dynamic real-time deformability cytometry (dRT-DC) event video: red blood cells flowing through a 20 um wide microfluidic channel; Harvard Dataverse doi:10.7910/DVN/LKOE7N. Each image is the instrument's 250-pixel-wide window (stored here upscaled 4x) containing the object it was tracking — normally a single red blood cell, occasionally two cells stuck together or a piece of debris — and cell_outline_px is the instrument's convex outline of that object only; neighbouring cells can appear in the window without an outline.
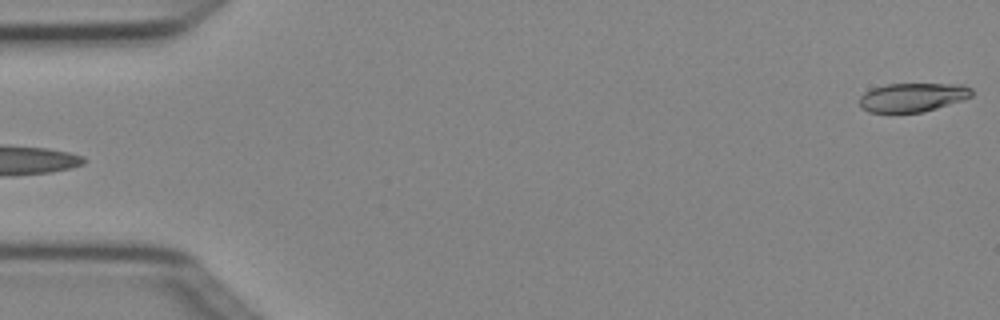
{"species": "Egyptian fruit bat (a non-hibernating species)", "species_latin": "Rousettus aegyptiacus", "temperature_condition": "cold", "stored_images_in_passage": 4, "segment_of_instrument_passage": [2, 2], "camera_frame_rate_fps": 3000, "um_per_image_px": 0.085, "animal": {"sex": "female"}, "frame": {"image": 1, "passage_image": 4, "time_ms": 1.0, "image_size_px": [1000, 320], "cell_outline_px": [[972, 96], [964, 100], [924, 112], [868, 112], [860, 108], [860, 96], [864, 92], [872, 88], [888, 84], [964, 84], [972, 88]], "centroid_in_image_um": [77.59, 8.27], "position_along_channel_um": 7.4, "area_um2": 19.02}}